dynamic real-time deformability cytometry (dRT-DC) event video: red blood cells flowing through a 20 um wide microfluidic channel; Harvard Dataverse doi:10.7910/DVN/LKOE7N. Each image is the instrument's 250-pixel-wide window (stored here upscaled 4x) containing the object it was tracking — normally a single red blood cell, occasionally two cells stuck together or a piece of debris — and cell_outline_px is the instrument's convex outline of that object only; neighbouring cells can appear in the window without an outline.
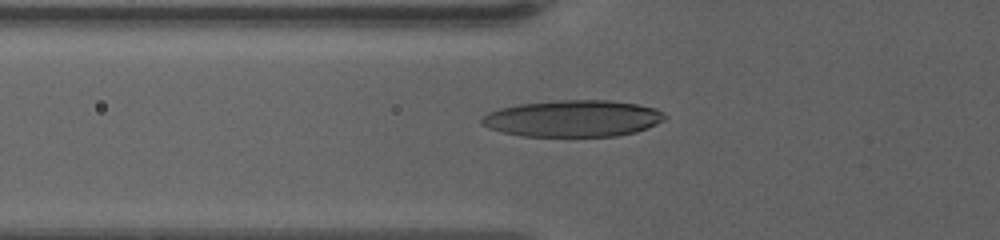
{"species": "human", "species_latin": "Homo sapiens", "temperature_condition": "warm", "stored_images_in_passage": 46, "camera_frame_rate_fps": 3000, "um_per_image_px": 0.085, "donor": {"sex": "female"}, "frame": {"image": 1, "passage_image": 8, "time_ms": 2.333, "image_size_px": [1000, 240], "cell_outline_px": [[668, 116], [664, 120], [648, 128], [636, 132], [616, 136], [520, 136], [488, 128], [480, 124], [480, 120], [488, 112], [500, 108], [516, 104], [560, 100], [608, 100], [636, 104], [656, 108], [664, 112]], "centroid_in_image_um": [48.71, 10.07], "position_along_channel_um": 77.1, "area_um2": 39.3}}
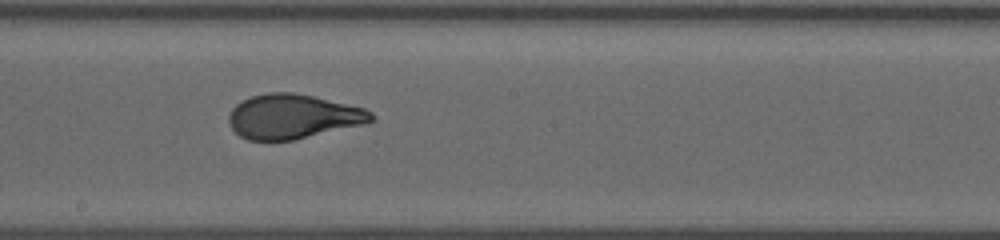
{"frame": {"image": 2, "passage_image": 21, "time_ms": 6.667, "image_size_px": [1000, 240], "cell_outline_px": [[376, 120], [368, 124], [292, 140], [248, 140], [240, 136], [228, 124], [228, 116], [232, 108], [236, 104], [252, 96], [268, 92], [292, 92], [312, 96], [364, 108], [372, 112]], "centroid_in_image_um": [24.92, 9.91], "position_along_channel_um": 223.3, "area_um2": 36.99}}
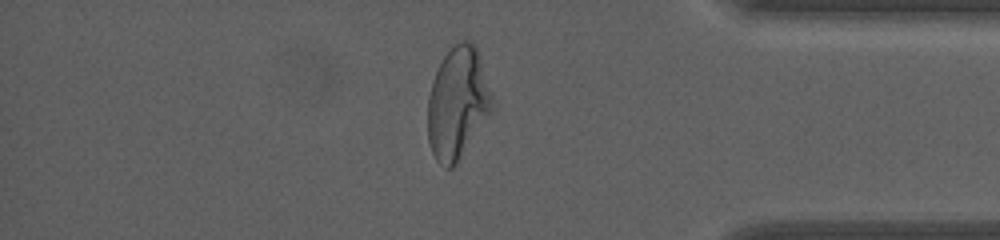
{"frame": {"image": 3, "passage_image": 38, "time_ms": 12.333, "image_size_px": [1000, 240], "cell_outline_px": [[492, 108], [456, 164], [452, 168], [444, 168], [436, 160], [432, 152], [428, 140], [428, 96], [432, 80], [444, 56], [460, 40], [468, 40], [476, 48], [492, 96]], "centroid_in_image_um": [38.85, 8.78], "position_along_channel_um": 396.3, "area_um2": 40.92}, "authors_computed_cell_mechanics": {"area_um2": 38.5237, "velocity_mm_per_s": 3.383, "shape_relaxation_time_tau1_ms": 5.7558, "shape_relaxation_time_tau2_ms": null, "deformation_change_tau1": 0.24, "deformation_change_tau2": null}}